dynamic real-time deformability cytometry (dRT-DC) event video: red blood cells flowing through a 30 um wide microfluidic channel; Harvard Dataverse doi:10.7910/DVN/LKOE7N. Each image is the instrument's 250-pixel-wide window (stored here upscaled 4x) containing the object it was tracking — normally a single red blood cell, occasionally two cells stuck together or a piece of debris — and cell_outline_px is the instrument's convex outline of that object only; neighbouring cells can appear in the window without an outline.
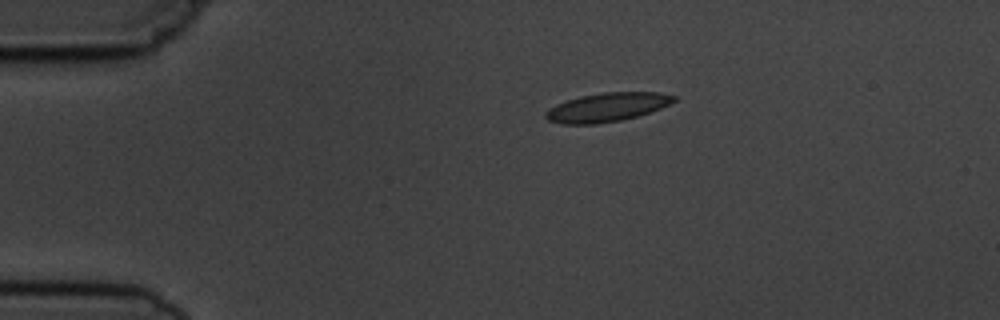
{"species": "common noctule bat (a hibernating species)", "species_latin": "Nyctalus noctula", "temperature_condition": "cold", "stored_images_in_passage": 2, "camera_frame_rate_fps": 3000, "um_per_image_px": 0.085, "animal": {"sex": "male", "body_mass_g": 19.5, "forearm_length_mm": 54.6}, "frame": {"image": 1, "passage_image": 1, "time_ms": 0.0, "image_size_px": [1000, 320], "cell_outline_px": [[676, 100], [660, 108], [636, 116], [620, 120], [596, 124], [564, 124], [548, 120], [544, 116], [544, 112], [548, 108], [556, 104], [580, 96], [604, 92], [660, 92], [676, 96]], "centroid_in_image_um": [51.57, 9.11], "position_along_channel_um": 33.4, "area_um2": 21.39}}